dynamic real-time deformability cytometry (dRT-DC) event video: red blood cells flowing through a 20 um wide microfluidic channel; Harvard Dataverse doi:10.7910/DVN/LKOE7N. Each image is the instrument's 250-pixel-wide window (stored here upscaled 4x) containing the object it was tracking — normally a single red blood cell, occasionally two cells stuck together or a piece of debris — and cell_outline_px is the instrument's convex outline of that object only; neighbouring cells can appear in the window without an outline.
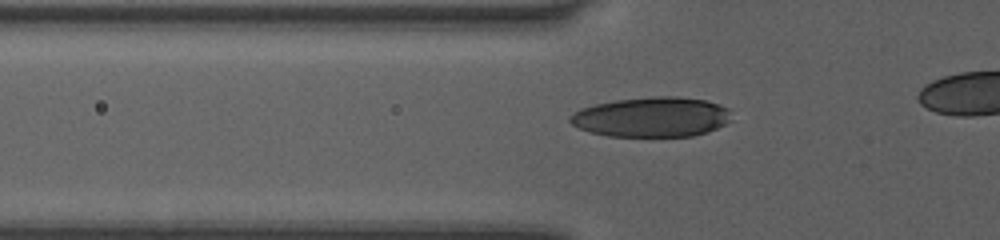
{"species": "human", "species_latin": "Homo sapiens", "temperature_condition": "room temperature", "stored_images_in_passage": 40, "camera_frame_rate_fps": 3000, "um_per_image_px": 0.085, "donor": {"sex": "female"}, "frame": {"image": 1, "passage_image": 13, "time_ms": 4.0, "image_size_px": [1000, 240], "cell_outline_px": [[732, 120], [708, 132], [692, 136], [608, 136], [588, 132], [572, 124], [568, 120], [568, 116], [580, 108], [596, 104], [616, 100], [652, 96], [676, 96], [704, 100], [720, 104], [728, 108]], "centroid_in_image_um": [55.38, 9.94], "position_along_channel_um": 70.4, "area_um2": 37.69}}
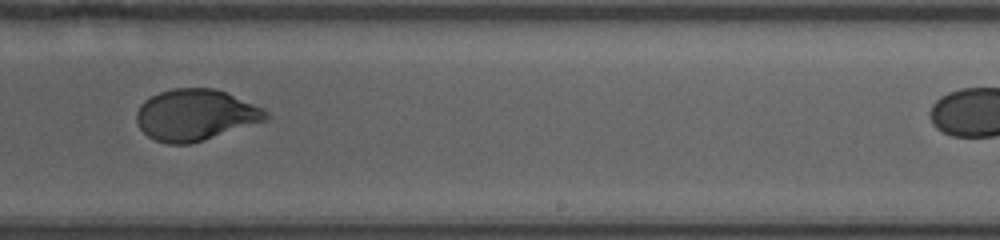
{"frame": {"image": 2, "passage_image": 28, "time_ms": 9.0, "image_size_px": [1000, 240], "cell_outline_px": [[272, 116], [268, 120], [188, 144], [168, 144], [156, 140], [148, 136], [140, 128], [136, 120], [136, 112], [140, 104], [144, 100], [160, 92], [172, 88], [212, 88], [224, 92], [264, 108]], "centroid_in_image_um": [16.61, 9.76], "position_along_channel_um": 272.4, "area_um2": 38.44}}
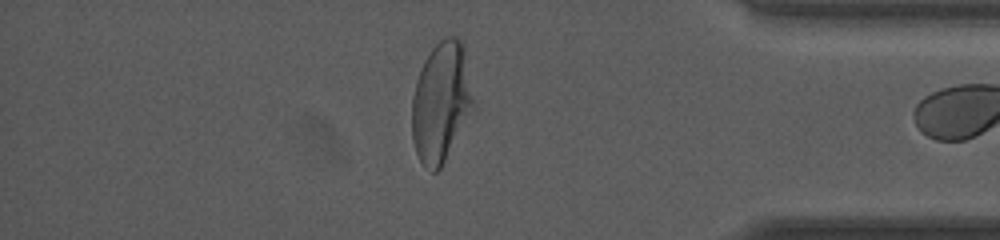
{"frame": {"image": 3, "passage_image": 39, "time_ms": 12.667, "image_size_px": [1000, 240], "cell_outline_px": [[476, 108], [440, 168], [436, 172], [432, 172], [424, 168], [416, 152], [412, 140], [412, 96], [416, 80], [420, 68], [424, 60], [432, 48], [444, 36], [456, 36], [464, 44]], "centroid_in_image_um": [37.52, 8.67], "position_along_channel_um": 397.7, "area_um2": 43.75}}